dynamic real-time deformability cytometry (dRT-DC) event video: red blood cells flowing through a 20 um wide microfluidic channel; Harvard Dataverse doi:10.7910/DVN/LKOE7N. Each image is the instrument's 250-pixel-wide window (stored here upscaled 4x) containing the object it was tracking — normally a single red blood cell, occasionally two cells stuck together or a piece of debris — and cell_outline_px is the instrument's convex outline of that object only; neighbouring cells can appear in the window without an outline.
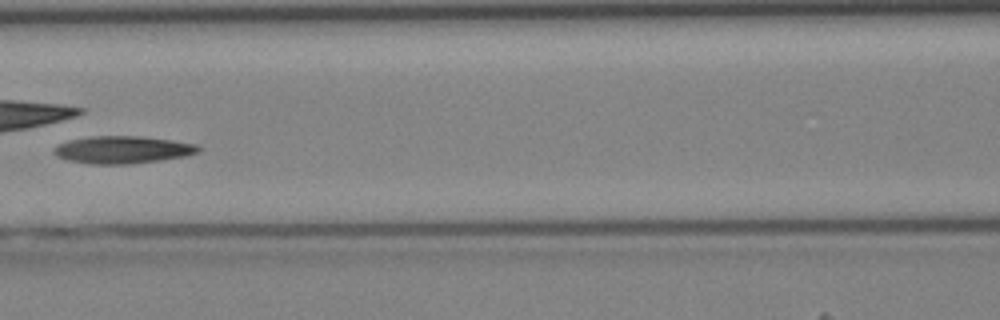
{"species": "Egyptian fruit bat (a non-hibernating species)", "species_latin": "Rousettus aegyptiacus", "temperature_condition": "cold", "stored_images_in_passage": 42, "camera_frame_rate_fps": 3000, "um_per_image_px": 0.085, "animal": {"sex": "female"}, "frame": {"image": 1, "passage_image": 19, "time_ms": 6.0, "image_size_px": [1000, 320], "cell_outline_px": [[204, 148], [200, 152], [184, 156], [160, 160], [132, 164], [88, 164], [68, 160], [56, 156], [56, 148], [60, 144], [68, 140], [92, 136], [140, 136], [172, 140], [200, 144]], "centroid_in_image_um": [10.52, 12.73], "position_along_channel_um": 156.1, "area_um2": 23.18}}